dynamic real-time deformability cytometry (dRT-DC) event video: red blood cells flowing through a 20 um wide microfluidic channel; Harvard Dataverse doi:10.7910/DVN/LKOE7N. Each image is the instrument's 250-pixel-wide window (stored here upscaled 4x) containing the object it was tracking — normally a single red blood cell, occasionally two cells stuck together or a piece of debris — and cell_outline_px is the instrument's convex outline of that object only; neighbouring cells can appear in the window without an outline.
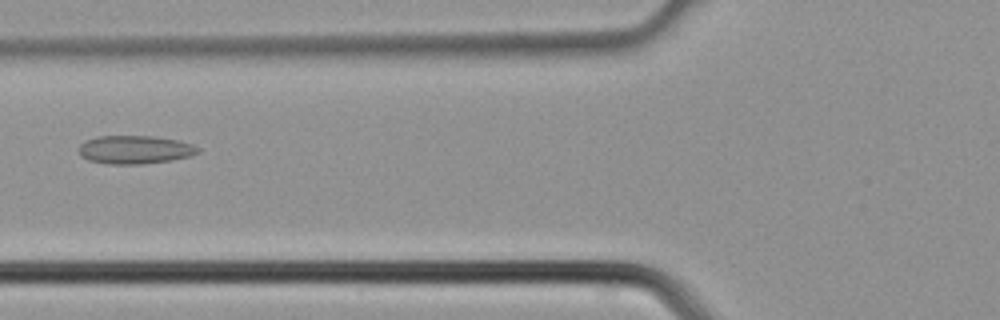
{"species": "common noctule bat (a hibernating species)", "species_latin": "Nyctalus noctula", "temperature_condition": "cold", "stored_images_in_passage": 4, "camera_frame_rate_fps": 3000, "um_per_image_px": 0.085, "animal": {"sex": "male", "body_mass_g": 21.5, "forearm_length_mm": 52.0}, "frame": {"image": 1, "passage_image": 4, "time_ms": 1.0, "image_size_px": [1000, 320], "cell_outline_px": [[200, 152], [192, 156], [172, 160], [140, 164], [108, 164], [88, 160], [80, 156], [76, 148], [84, 140], [96, 136], [156, 136], [176, 140], [192, 144], [200, 148]], "centroid_in_image_um": [11.43, 12.72], "position_along_channel_um": 114.4, "area_um2": 20.0}}